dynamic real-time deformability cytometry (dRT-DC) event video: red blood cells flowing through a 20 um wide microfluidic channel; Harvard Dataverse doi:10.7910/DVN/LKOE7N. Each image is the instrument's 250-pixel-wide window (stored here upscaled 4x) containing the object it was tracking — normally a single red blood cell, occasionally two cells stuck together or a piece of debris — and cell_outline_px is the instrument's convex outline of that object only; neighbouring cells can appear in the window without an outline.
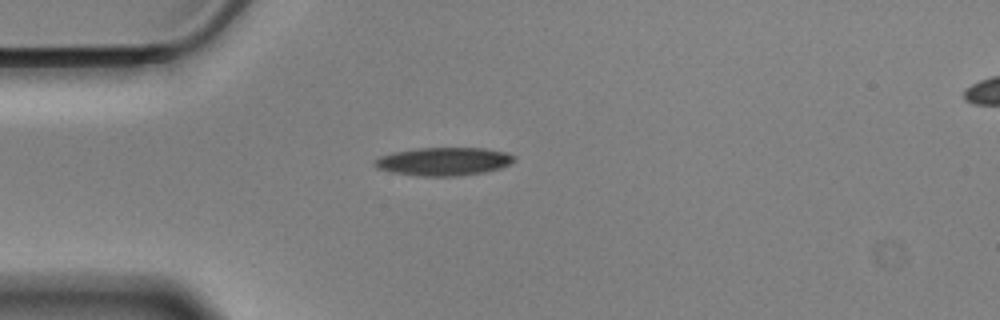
{"species": "Egyptian fruit bat (a non-hibernating species)", "species_latin": "Rousettus aegyptiacus", "temperature_condition": "cold", "stored_images_in_passage": 16, "camera_frame_rate_fps": 3000, "um_per_image_px": 0.085, "animal": {"sex": "male"}, "frame": {"image": 1, "passage_image": 1, "time_ms": 0.0, "image_size_px": [1000, 320], "cell_outline_px": [[516, 156], [508, 164], [500, 168], [484, 172], [460, 176], [416, 176], [392, 172], [376, 168], [372, 164], [372, 160], [380, 156], [392, 152], [416, 148], [484, 148], [504, 152]], "centroid_in_image_um": [37.63, 13.72], "position_along_channel_um": 47.4, "area_um2": 23.0}}
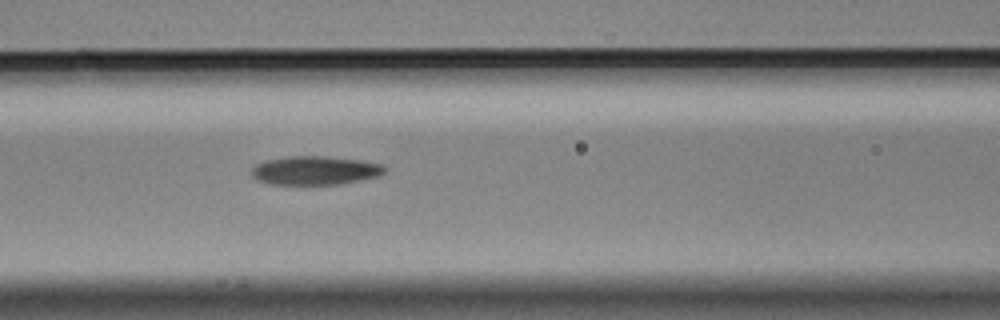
{"frame": {"image": 2, "passage_image": 10, "time_ms": 3.0, "image_size_px": [1000, 320], "cell_outline_px": [[388, 168], [380, 176], [340, 184], [272, 184], [260, 180], [252, 176], [252, 168], [256, 164], [264, 160], [288, 156], [324, 156], [364, 160], [384, 164]], "centroid_in_image_um": [26.84, 14.47], "position_along_channel_um": 139.8, "area_um2": 22.43}}
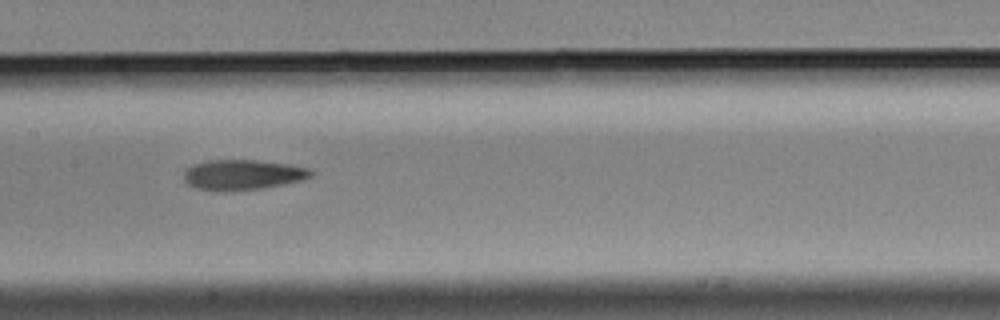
{"frame": {"image": 3, "passage_image": 14, "time_ms": 4.333, "image_size_px": [1000, 320], "cell_outline_px": [[312, 176], [304, 180], [264, 188], [224, 192], [220, 192], [196, 188], [188, 184], [184, 180], [184, 172], [192, 164], [208, 160], [256, 160], [288, 164], [308, 168], [312, 172]], "centroid_in_image_um": [20.61, 14.86], "position_along_channel_um": 186.8, "area_um2": 22.6}}